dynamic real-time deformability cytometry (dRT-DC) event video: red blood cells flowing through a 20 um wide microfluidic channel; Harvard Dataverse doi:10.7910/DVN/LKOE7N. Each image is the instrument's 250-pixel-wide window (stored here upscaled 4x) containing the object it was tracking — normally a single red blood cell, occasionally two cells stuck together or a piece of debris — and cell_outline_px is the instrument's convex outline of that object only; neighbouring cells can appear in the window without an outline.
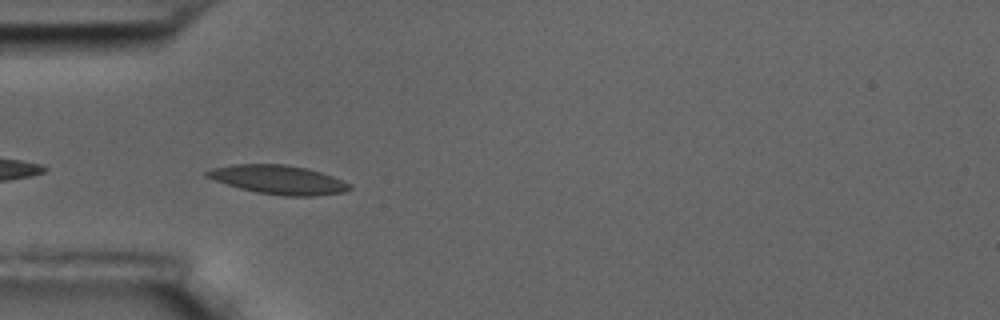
{"species": "common noctule bat (a hibernating species)", "species_latin": "Nyctalus noctula", "temperature_condition": "room temperature", "stored_images_in_passage": 5, "camera_frame_rate_fps": 3000, "um_per_image_px": 0.085, "animal": {"sex": "male", "body_mass_g": 17.5, "forearm_length_mm": 52.3}, "frame": {"image": 1, "passage_image": 4, "time_ms": 4.333, "image_size_px": [1000, 320], "cell_outline_px": [[352, 188], [344, 192], [312, 196], [280, 196], [256, 192], [240, 188], [204, 176], [204, 172], [212, 168], [232, 164], [284, 164], [308, 168], [332, 176], [352, 184]], "centroid_in_image_um": [23.67, 15.27], "position_along_channel_um": 61.3, "area_um2": 24.04}}